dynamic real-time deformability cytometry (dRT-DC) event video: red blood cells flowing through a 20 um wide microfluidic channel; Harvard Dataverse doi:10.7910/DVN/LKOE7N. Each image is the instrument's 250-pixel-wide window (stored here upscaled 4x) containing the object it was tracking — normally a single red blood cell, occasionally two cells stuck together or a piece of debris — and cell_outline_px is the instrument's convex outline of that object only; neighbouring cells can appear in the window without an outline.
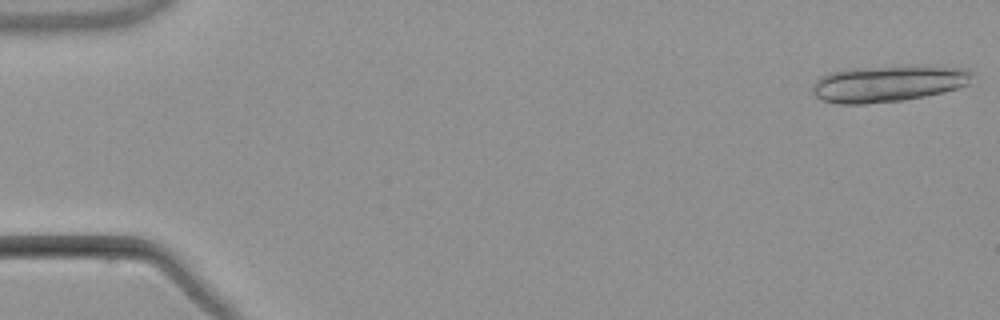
{"species": "common noctule bat (a hibernating species)", "species_latin": "Nyctalus noctula", "temperature_condition": "warm", "stored_images_in_passage": 6, "camera_frame_rate_fps": 3000, "um_per_image_px": 0.085, "animal": {"sex": "male", "body_mass_g": 21.5, "forearm_length_mm": 52.0}, "frame": {"image": 1, "passage_image": 1, "time_ms": 0.0, "image_size_px": [1000, 320], "cell_outline_px": [[972, 72], [968, 84], [944, 92], [904, 100], [864, 104], [836, 104], [820, 100], [812, 92], [812, 84], [820, 76], [828, 72], [856, 68], [896, 64], [944, 64], [968, 68]], "centroid_in_image_um": [75.53, 7.05], "position_along_channel_um": 9.5, "area_um2": 35.32}}